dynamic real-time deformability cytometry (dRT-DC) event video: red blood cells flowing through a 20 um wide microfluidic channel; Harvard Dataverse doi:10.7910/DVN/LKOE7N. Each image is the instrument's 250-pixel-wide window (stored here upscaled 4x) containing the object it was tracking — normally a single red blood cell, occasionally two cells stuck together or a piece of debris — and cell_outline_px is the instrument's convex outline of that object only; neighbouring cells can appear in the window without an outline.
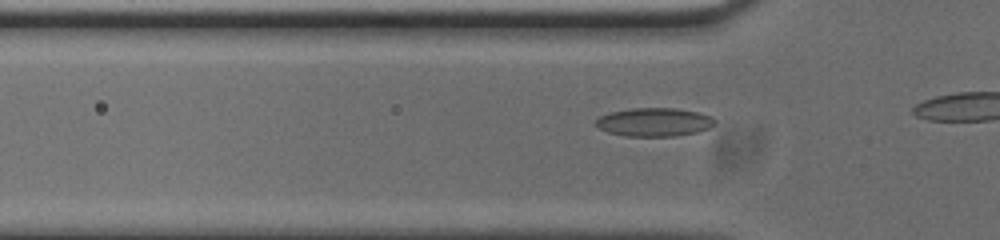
{"species": "common noctule bat (a hibernating species)", "species_latin": "Nyctalus noctula", "temperature_condition": "cold", "stored_images_in_passage": 11, "camera_frame_rate_fps": 3000, "um_per_image_px": 0.085, "animal": {"sex": "male", "body_mass_g": 20.0, "forearm_length_mm": 53.3}, "frame": {"image": 1, "passage_image": 8, "time_ms": 2.333, "image_size_px": [1000, 240], "cell_outline_px": [[716, 124], [708, 128], [696, 132], [676, 136], [628, 136], [608, 132], [600, 128], [596, 124], [596, 120], [600, 116], [612, 112], [632, 108], [676, 108], [696, 112], [712, 116], [716, 120]], "centroid_in_image_um": [55.65, 10.38], "position_along_channel_um": 70.2, "area_um2": 19.59}}